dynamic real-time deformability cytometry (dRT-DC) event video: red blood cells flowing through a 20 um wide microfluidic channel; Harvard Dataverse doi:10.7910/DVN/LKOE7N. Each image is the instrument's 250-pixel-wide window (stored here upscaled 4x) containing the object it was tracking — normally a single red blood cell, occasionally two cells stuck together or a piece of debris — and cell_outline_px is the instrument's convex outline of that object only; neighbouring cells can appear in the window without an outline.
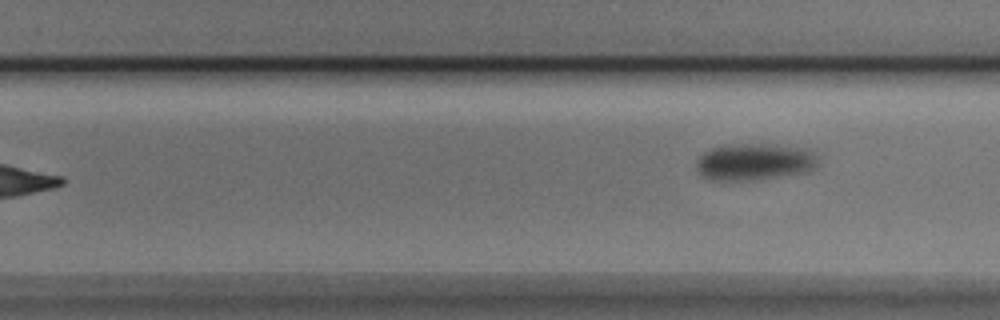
{"species": "Egyptian fruit bat (a non-hibernating species)", "species_latin": "Rousettus aegyptiacus", "temperature_condition": "cold", "stored_images_in_passage": 11, "camera_frame_rate_fps": 3000, "um_per_image_px": 0.085, "animal": {"sex": "male"}, "frame": {"image": 1, "passage_image": 11, "time_ms": 3.333, "image_size_px": [1000, 320], "cell_outline_px": [[820, 164], [816, 168], [808, 172], [752, 180], [712, 180], [704, 176], [696, 168], [696, 160], [704, 152], [712, 148], [728, 144], [760, 144], [808, 148], [816, 156]], "centroid_in_image_um": [64.16, 13.75], "position_along_channel_um": 265.6, "area_um2": 26.18}}